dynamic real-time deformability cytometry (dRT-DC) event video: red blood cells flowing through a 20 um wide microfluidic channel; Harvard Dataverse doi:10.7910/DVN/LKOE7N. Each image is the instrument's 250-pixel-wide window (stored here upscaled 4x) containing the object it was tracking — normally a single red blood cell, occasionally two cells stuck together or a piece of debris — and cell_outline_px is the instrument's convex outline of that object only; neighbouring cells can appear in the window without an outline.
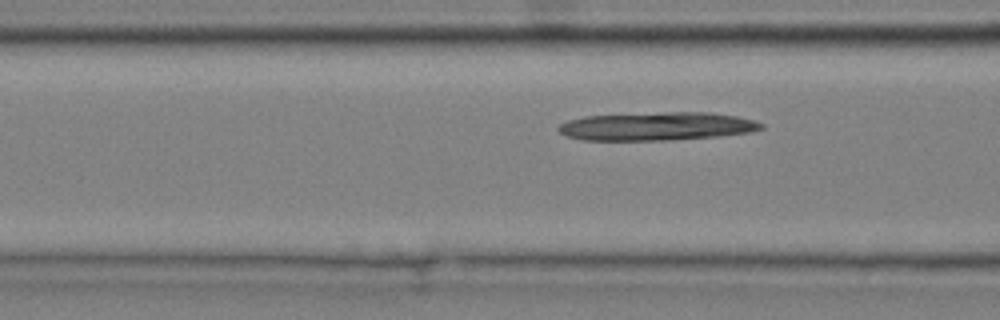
{"species": "common noctule bat (a hibernating species)", "species_latin": "Nyctalus noctula", "temperature_condition": "cold", "stored_images_in_passage": 6, "segment_of_instrument_passage": [2, 2], "camera_frame_rate_fps": 3000, "um_per_image_px": 0.085, "animal": {"sex": "male", "body_mass_g": 20.4}, "frame": {"image": 1, "passage_image": 6, "time_ms": 1.667, "image_size_px": [1000, 320], "cell_outline_px": [[764, 128], [752, 132], [720, 136], [668, 140], [580, 140], [568, 136], [560, 132], [556, 128], [560, 124], [568, 120], [584, 116], [668, 112], [712, 112], [736, 116], [756, 120], [764, 124]], "centroid_in_image_um": [55.87, 10.73], "position_along_channel_um": 110.7, "area_um2": 33.58}}